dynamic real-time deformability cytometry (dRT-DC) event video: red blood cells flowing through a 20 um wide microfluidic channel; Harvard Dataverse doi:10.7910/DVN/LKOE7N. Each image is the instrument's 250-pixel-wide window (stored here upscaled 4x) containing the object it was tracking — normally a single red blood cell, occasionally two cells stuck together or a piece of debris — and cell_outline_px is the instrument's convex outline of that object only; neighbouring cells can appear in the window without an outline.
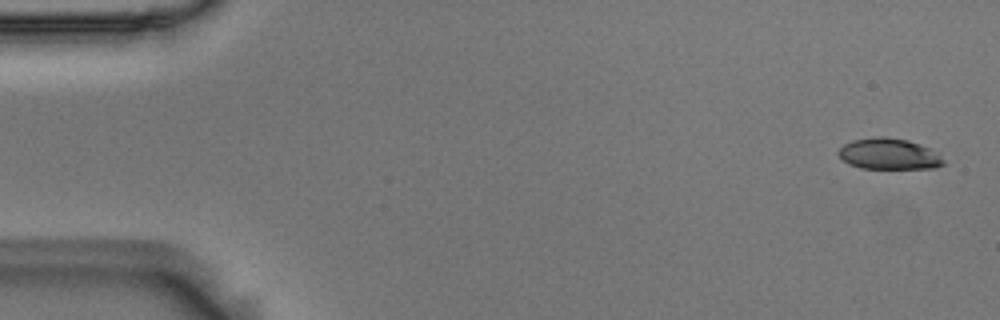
{"species": "Egyptian fruit bat (a non-hibernating species)", "species_latin": "Rousettus aegyptiacus", "temperature_condition": "room temperature", "stored_images_in_passage": 54, "camera_frame_rate_fps": 3000, "um_per_image_px": 0.085, "animal": {"sex": "male"}, "frame": {"image": 1, "passage_image": 2, "time_ms": 0.333, "image_size_px": [1000, 320], "cell_outline_px": [[944, 164], [936, 168], [860, 168], [848, 164], [836, 152], [844, 144], [852, 140], [880, 136], [884, 136], [908, 140], [928, 148], [940, 156], [944, 160]], "centroid_in_image_um": [75.52, 13.08], "position_along_channel_um": 9.5, "area_um2": 18.84}}
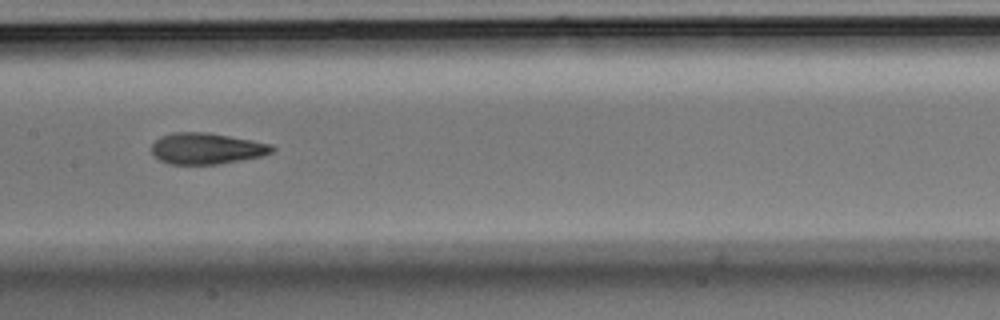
{"frame": {"image": 2, "passage_image": 27, "time_ms": 8.667, "image_size_px": [1000, 320], "cell_outline_px": [[276, 148], [272, 152], [264, 156], [216, 164], [168, 164], [152, 156], [152, 144], [160, 136], [172, 132], [208, 132], [252, 140], [272, 144]], "centroid_in_image_um": [17.55, 12.62], "position_along_channel_um": 189.8, "area_um2": 22.08}}
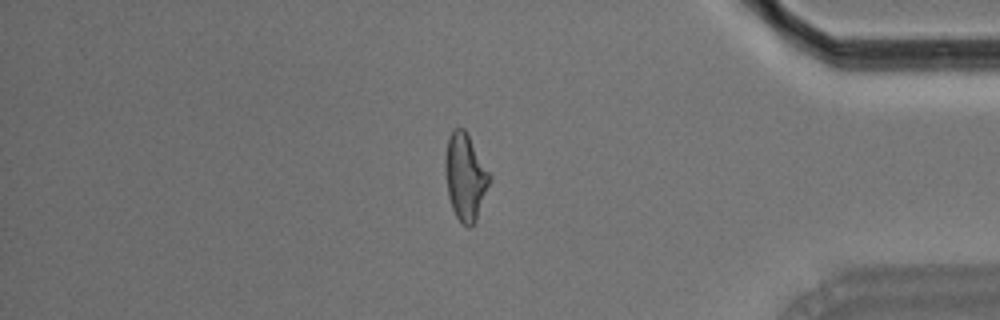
{"frame": {"image": 3, "passage_image": 46, "time_ms": 15.0, "image_size_px": [1000, 320], "cell_outline_px": [[492, 176], [476, 220], [468, 228], [456, 216], [452, 208], [448, 196], [444, 168], [444, 156], [448, 136], [456, 128], [464, 128]], "centroid_in_image_um": [39.53, 15.01], "position_along_channel_um": 395.7, "area_um2": 22.31}, "authors_computed_cell_mechanics": {"area_um2": 21.8773, "velocity_mm_per_s": 3.7218, "shape_relaxation_time_tau1_ms": 7.7561, "shape_relaxation_time_tau2_ms": 2.8064, "deformation_change_tau1": 0.2081, "deformation_change_tau2": 0.1117}}